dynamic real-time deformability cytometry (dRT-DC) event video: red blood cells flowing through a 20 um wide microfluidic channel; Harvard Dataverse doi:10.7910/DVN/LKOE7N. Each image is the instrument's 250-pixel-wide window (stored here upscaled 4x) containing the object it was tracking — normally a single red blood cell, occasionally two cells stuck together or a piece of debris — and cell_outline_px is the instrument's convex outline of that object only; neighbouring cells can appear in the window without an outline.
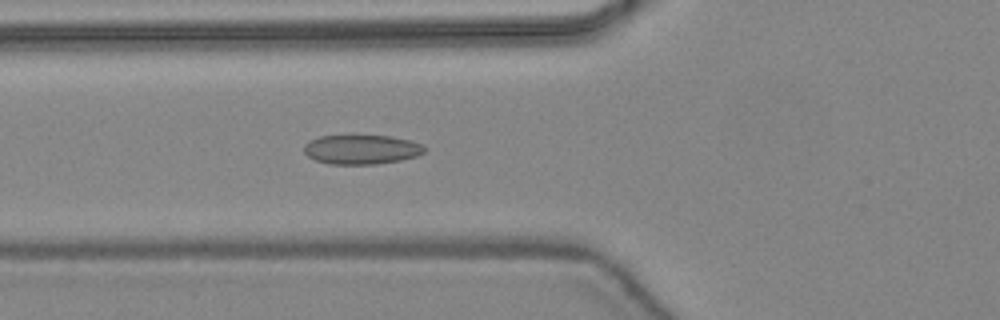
{"species": "common noctule bat (a hibernating species)", "species_latin": "Nyctalus noctula", "temperature_condition": "warm", "stored_images_in_passage": 47, "camera_frame_rate_fps": 3000, "um_per_image_px": 0.085, "animal": {"sex": "female", "body_mass_g": 24.6, "forearm_length_mm": 56.2}, "frame": {"image": 1, "passage_image": 18, "time_ms": 5.667, "image_size_px": [1000, 320], "cell_outline_px": [[428, 148], [424, 152], [416, 156], [400, 160], [376, 164], [328, 164], [316, 160], [308, 156], [304, 152], [304, 144], [308, 140], [320, 136], [392, 136], [408, 140], [420, 144]], "centroid_in_image_um": [30.71, 12.71], "position_along_channel_um": 95.1, "area_um2": 20.58}}
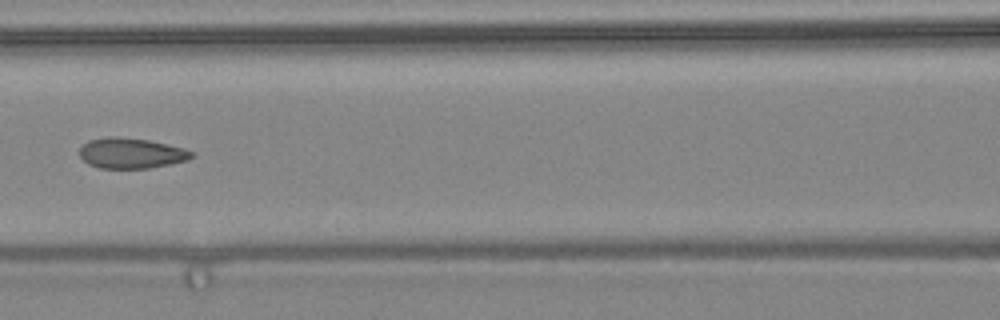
{"frame": {"image": 2, "passage_image": 22, "time_ms": 7.0, "image_size_px": [1000, 320], "cell_outline_px": [[196, 156], [188, 160], [148, 168], [100, 168], [88, 164], [80, 156], [80, 148], [88, 140], [108, 136], [116, 136], [148, 140], [184, 148], [192, 152]], "centroid_in_image_um": [11.14, 13.01], "position_along_channel_um": 155.5, "area_um2": 19.83}}
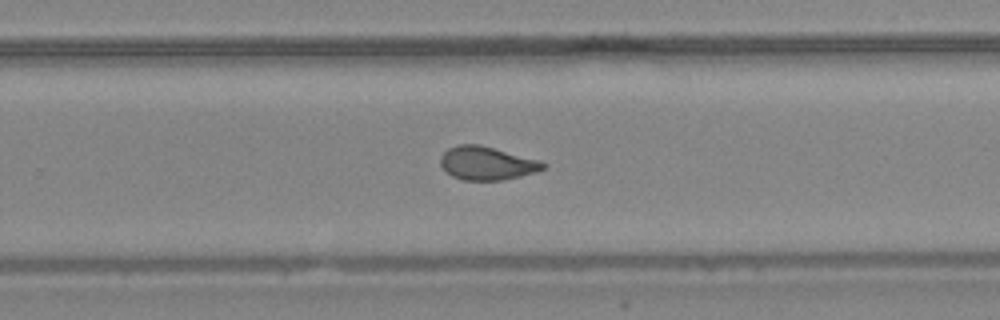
{"frame": {"image": 3, "passage_image": 31, "time_ms": 10.0, "image_size_px": [1000, 320], "cell_outline_px": [[548, 164], [544, 168], [536, 172], [504, 180], [464, 180], [452, 176], [440, 164], [440, 156], [448, 148], [456, 144], [480, 144], [540, 160]], "centroid_in_image_um": [41.39, 13.86], "position_along_channel_um": 288.4, "area_um2": 20.06}, "authors_computed_cell_mechanics": {"area_um2": 20.6346, "velocity_mm_per_s": 4.454, "shape_relaxation_time_tau1_ms": null, "shape_relaxation_time_tau2_ms": 0.9919, "deformation_change_tau1": null, "deformation_change_tau2": 0.0769}}